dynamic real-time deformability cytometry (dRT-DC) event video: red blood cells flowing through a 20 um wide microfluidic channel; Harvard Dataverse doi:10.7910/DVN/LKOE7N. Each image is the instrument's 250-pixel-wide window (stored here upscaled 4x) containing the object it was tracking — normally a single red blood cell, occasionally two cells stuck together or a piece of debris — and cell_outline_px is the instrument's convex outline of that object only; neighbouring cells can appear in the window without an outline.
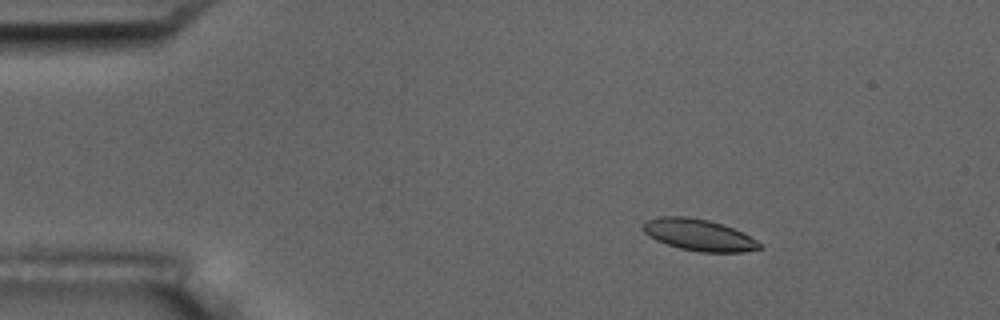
{"species": "common noctule bat (a hibernating species)", "species_latin": "Nyctalus noctula", "temperature_condition": "room temperature", "stored_images_in_passage": 6, "camera_frame_rate_fps": 3000, "um_per_image_px": 0.085, "animal": {"sex": "male", "body_mass_g": 17.5, "forearm_length_mm": 52.3}, "frame": {"image": 1, "passage_image": 3, "time_ms": 2.0, "image_size_px": [1000, 320], "cell_outline_px": [[764, 248], [744, 252], [700, 252], [680, 248], [656, 240], [648, 236], [640, 228], [648, 220], [660, 216], [688, 216], [708, 220], [724, 224], [764, 244]], "centroid_in_image_um": [59.41, 19.97], "position_along_channel_um": 25.6, "area_um2": 21.5}}